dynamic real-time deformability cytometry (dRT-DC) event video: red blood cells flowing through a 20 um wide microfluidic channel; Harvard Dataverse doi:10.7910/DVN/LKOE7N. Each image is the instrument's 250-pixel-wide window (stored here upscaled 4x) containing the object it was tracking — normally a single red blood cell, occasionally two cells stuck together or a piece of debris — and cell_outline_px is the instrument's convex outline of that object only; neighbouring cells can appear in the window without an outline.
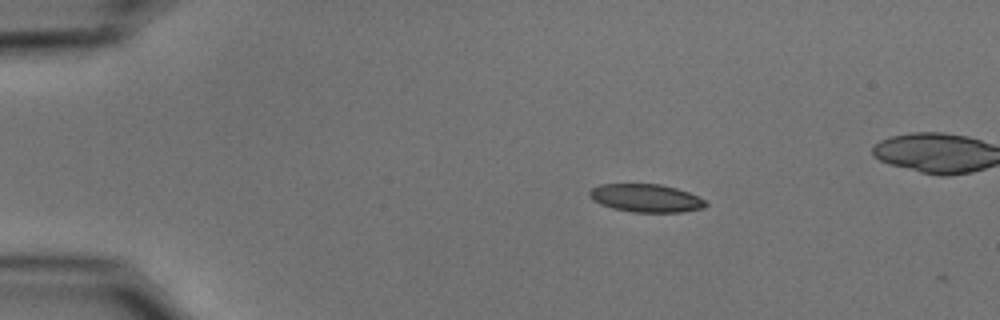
{"species": "common noctule bat (a hibernating species)", "species_latin": "Nyctalus noctula", "temperature_condition": "cold", "stored_images_in_passage": 6, "camera_frame_rate_fps": 3000, "um_per_image_px": 0.085, "animal": {"sex": "male", "body_mass_g": 15.6}, "frame": {"image": 1, "passage_image": 1, "time_ms": 0.0, "image_size_px": [1000, 320], "cell_outline_px": [[708, 204], [704, 208], [680, 212], [632, 212], [612, 208], [600, 204], [592, 200], [588, 196], [588, 192], [592, 188], [600, 184], [660, 184], [676, 188], [688, 192], [704, 200]], "centroid_in_image_um": [54.87, 16.84], "position_along_channel_um": 30.1, "area_um2": 19.02}}